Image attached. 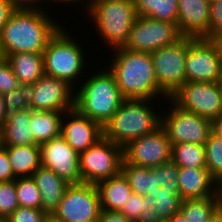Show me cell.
<instances>
[{
	"instance_id": "f546056e",
	"label": "cell",
	"mask_w": 222,
	"mask_h": 222,
	"mask_svg": "<svg viewBox=\"0 0 222 222\" xmlns=\"http://www.w3.org/2000/svg\"><path fill=\"white\" fill-rule=\"evenodd\" d=\"M206 168L211 176L219 185L222 184V139L209 134L208 140L204 145Z\"/></svg>"
},
{
	"instance_id": "ee69618b",
	"label": "cell",
	"mask_w": 222,
	"mask_h": 222,
	"mask_svg": "<svg viewBox=\"0 0 222 222\" xmlns=\"http://www.w3.org/2000/svg\"><path fill=\"white\" fill-rule=\"evenodd\" d=\"M135 222H163L157 215L153 207H148L142 211L138 219Z\"/></svg>"
},
{
	"instance_id": "b9f144b4",
	"label": "cell",
	"mask_w": 222,
	"mask_h": 222,
	"mask_svg": "<svg viewBox=\"0 0 222 222\" xmlns=\"http://www.w3.org/2000/svg\"><path fill=\"white\" fill-rule=\"evenodd\" d=\"M17 9L8 0H0V34Z\"/></svg>"
},
{
	"instance_id": "60d3db41",
	"label": "cell",
	"mask_w": 222,
	"mask_h": 222,
	"mask_svg": "<svg viewBox=\"0 0 222 222\" xmlns=\"http://www.w3.org/2000/svg\"><path fill=\"white\" fill-rule=\"evenodd\" d=\"M16 9L26 10H45L44 3L46 4L49 0H8ZM51 5V0H50ZM42 6V7H41ZM44 8V9H43Z\"/></svg>"
},
{
	"instance_id": "7bdbcfd3",
	"label": "cell",
	"mask_w": 222,
	"mask_h": 222,
	"mask_svg": "<svg viewBox=\"0 0 222 222\" xmlns=\"http://www.w3.org/2000/svg\"><path fill=\"white\" fill-rule=\"evenodd\" d=\"M97 222H130L127 217L117 211L101 210Z\"/></svg>"
},
{
	"instance_id": "1f68e13d",
	"label": "cell",
	"mask_w": 222,
	"mask_h": 222,
	"mask_svg": "<svg viewBox=\"0 0 222 222\" xmlns=\"http://www.w3.org/2000/svg\"><path fill=\"white\" fill-rule=\"evenodd\" d=\"M151 168L134 165L132 163H122L121 172L128 180L132 193L140 196L148 195V172Z\"/></svg>"
},
{
	"instance_id": "ac0fdd59",
	"label": "cell",
	"mask_w": 222,
	"mask_h": 222,
	"mask_svg": "<svg viewBox=\"0 0 222 222\" xmlns=\"http://www.w3.org/2000/svg\"><path fill=\"white\" fill-rule=\"evenodd\" d=\"M177 27L182 36L209 39L210 1L178 0Z\"/></svg>"
},
{
	"instance_id": "30bf717a",
	"label": "cell",
	"mask_w": 222,
	"mask_h": 222,
	"mask_svg": "<svg viewBox=\"0 0 222 222\" xmlns=\"http://www.w3.org/2000/svg\"><path fill=\"white\" fill-rule=\"evenodd\" d=\"M187 52L188 37L185 36L173 45L151 52L158 87L169 98L186 82Z\"/></svg>"
},
{
	"instance_id": "8992f818",
	"label": "cell",
	"mask_w": 222,
	"mask_h": 222,
	"mask_svg": "<svg viewBox=\"0 0 222 222\" xmlns=\"http://www.w3.org/2000/svg\"><path fill=\"white\" fill-rule=\"evenodd\" d=\"M97 28L96 33L101 37L108 49L123 47L128 41L130 30L138 17L132 0L120 1H91L87 11ZM107 42V43H106ZM108 44V45H107Z\"/></svg>"
},
{
	"instance_id": "5bb4252c",
	"label": "cell",
	"mask_w": 222,
	"mask_h": 222,
	"mask_svg": "<svg viewBox=\"0 0 222 222\" xmlns=\"http://www.w3.org/2000/svg\"><path fill=\"white\" fill-rule=\"evenodd\" d=\"M27 92L31 110L69 111L75 108V89L61 79L44 74L27 86Z\"/></svg>"
},
{
	"instance_id": "9f6ffc18",
	"label": "cell",
	"mask_w": 222,
	"mask_h": 222,
	"mask_svg": "<svg viewBox=\"0 0 222 222\" xmlns=\"http://www.w3.org/2000/svg\"><path fill=\"white\" fill-rule=\"evenodd\" d=\"M0 222H9L7 219L0 218Z\"/></svg>"
},
{
	"instance_id": "2e32d148",
	"label": "cell",
	"mask_w": 222,
	"mask_h": 222,
	"mask_svg": "<svg viewBox=\"0 0 222 222\" xmlns=\"http://www.w3.org/2000/svg\"><path fill=\"white\" fill-rule=\"evenodd\" d=\"M40 146L41 166L55 172L69 184L82 183L79 154L61 136Z\"/></svg>"
},
{
	"instance_id": "d6986e66",
	"label": "cell",
	"mask_w": 222,
	"mask_h": 222,
	"mask_svg": "<svg viewBox=\"0 0 222 222\" xmlns=\"http://www.w3.org/2000/svg\"><path fill=\"white\" fill-rule=\"evenodd\" d=\"M177 183L183 200L221 196L220 185L207 168L179 167Z\"/></svg>"
},
{
	"instance_id": "f6af8a7d",
	"label": "cell",
	"mask_w": 222,
	"mask_h": 222,
	"mask_svg": "<svg viewBox=\"0 0 222 222\" xmlns=\"http://www.w3.org/2000/svg\"><path fill=\"white\" fill-rule=\"evenodd\" d=\"M52 1L55 2L56 4L58 2L57 5H59V4L62 5L61 3H63V4L65 3V5L66 4L70 5V4H73V3L76 4L78 2L79 3L78 7L80 6V4L82 5L81 7H83L81 11H83V10L84 11L82 13H84V12L87 13V11L89 10V8L91 6V0H51V3H53Z\"/></svg>"
},
{
	"instance_id": "7a4b0ae2",
	"label": "cell",
	"mask_w": 222,
	"mask_h": 222,
	"mask_svg": "<svg viewBox=\"0 0 222 222\" xmlns=\"http://www.w3.org/2000/svg\"><path fill=\"white\" fill-rule=\"evenodd\" d=\"M46 10L17 9L3 27L0 43L6 55L43 54L48 41L63 26Z\"/></svg>"
},
{
	"instance_id": "d6a6232c",
	"label": "cell",
	"mask_w": 222,
	"mask_h": 222,
	"mask_svg": "<svg viewBox=\"0 0 222 222\" xmlns=\"http://www.w3.org/2000/svg\"><path fill=\"white\" fill-rule=\"evenodd\" d=\"M181 195L173 194L168 198L149 199L150 207H153L157 215L163 222L169 220L174 214L178 213L182 206Z\"/></svg>"
},
{
	"instance_id": "ffe728a7",
	"label": "cell",
	"mask_w": 222,
	"mask_h": 222,
	"mask_svg": "<svg viewBox=\"0 0 222 222\" xmlns=\"http://www.w3.org/2000/svg\"><path fill=\"white\" fill-rule=\"evenodd\" d=\"M31 177L41 194V209L48 215H52L62 200L69 183L43 166H40Z\"/></svg>"
},
{
	"instance_id": "d590c367",
	"label": "cell",
	"mask_w": 222,
	"mask_h": 222,
	"mask_svg": "<svg viewBox=\"0 0 222 222\" xmlns=\"http://www.w3.org/2000/svg\"><path fill=\"white\" fill-rule=\"evenodd\" d=\"M149 199L148 195L140 196L132 193L119 212L124 214L130 222H135L141 212L150 206Z\"/></svg>"
},
{
	"instance_id": "5b68a950",
	"label": "cell",
	"mask_w": 222,
	"mask_h": 222,
	"mask_svg": "<svg viewBox=\"0 0 222 222\" xmlns=\"http://www.w3.org/2000/svg\"><path fill=\"white\" fill-rule=\"evenodd\" d=\"M68 31L62 26L48 41L43 52L44 74L66 81L76 89L81 83L79 77L80 81L83 80V70L89 61L85 60L87 56L80 40L76 41Z\"/></svg>"
},
{
	"instance_id": "6f0895ef",
	"label": "cell",
	"mask_w": 222,
	"mask_h": 222,
	"mask_svg": "<svg viewBox=\"0 0 222 222\" xmlns=\"http://www.w3.org/2000/svg\"><path fill=\"white\" fill-rule=\"evenodd\" d=\"M220 195H221V198H222V184L220 185Z\"/></svg>"
},
{
	"instance_id": "bcb514c9",
	"label": "cell",
	"mask_w": 222,
	"mask_h": 222,
	"mask_svg": "<svg viewBox=\"0 0 222 222\" xmlns=\"http://www.w3.org/2000/svg\"><path fill=\"white\" fill-rule=\"evenodd\" d=\"M211 132L222 139V114L211 121Z\"/></svg>"
},
{
	"instance_id": "680465c9",
	"label": "cell",
	"mask_w": 222,
	"mask_h": 222,
	"mask_svg": "<svg viewBox=\"0 0 222 222\" xmlns=\"http://www.w3.org/2000/svg\"><path fill=\"white\" fill-rule=\"evenodd\" d=\"M2 144H1V129H0V146H1Z\"/></svg>"
},
{
	"instance_id": "8d00e7d4",
	"label": "cell",
	"mask_w": 222,
	"mask_h": 222,
	"mask_svg": "<svg viewBox=\"0 0 222 222\" xmlns=\"http://www.w3.org/2000/svg\"><path fill=\"white\" fill-rule=\"evenodd\" d=\"M47 216L42 209L18 206L6 219L9 222H44Z\"/></svg>"
},
{
	"instance_id": "f5cc1de1",
	"label": "cell",
	"mask_w": 222,
	"mask_h": 222,
	"mask_svg": "<svg viewBox=\"0 0 222 222\" xmlns=\"http://www.w3.org/2000/svg\"><path fill=\"white\" fill-rule=\"evenodd\" d=\"M212 222H222V210L219 212V214L213 219Z\"/></svg>"
},
{
	"instance_id": "3957f363",
	"label": "cell",
	"mask_w": 222,
	"mask_h": 222,
	"mask_svg": "<svg viewBox=\"0 0 222 222\" xmlns=\"http://www.w3.org/2000/svg\"><path fill=\"white\" fill-rule=\"evenodd\" d=\"M153 100L162 101L124 99L103 126V137L123 148L130 141L153 133L161 126V109L158 108L159 112L154 109Z\"/></svg>"
},
{
	"instance_id": "f35d334b",
	"label": "cell",
	"mask_w": 222,
	"mask_h": 222,
	"mask_svg": "<svg viewBox=\"0 0 222 222\" xmlns=\"http://www.w3.org/2000/svg\"><path fill=\"white\" fill-rule=\"evenodd\" d=\"M21 84L6 59L0 64V94L15 90Z\"/></svg>"
},
{
	"instance_id": "9a60e30c",
	"label": "cell",
	"mask_w": 222,
	"mask_h": 222,
	"mask_svg": "<svg viewBox=\"0 0 222 222\" xmlns=\"http://www.w3.org/2000/svg\"><path fill=\"white\" fill-rule=\"evenodd\" d=\"M172 145L167 133L160 126L153 133L130 141L123 147V162L147 168L171 160Z\"/></svg>"
},
{
	"instance_id": "484cf974",
	"label": "cell",
	"mask_w": 222,
	"mask_h": 222,
	"mask_svg": "<svg viewBox=\"0 0 222 222\" xmlns=\"http://www.w3.org/2000/svg\"><path fill=\"white\" fill-rule=\"evenodd\" d=\"M65 112L32 110L30 130L38 145L61 136L62 118Z\"/></svg>"
},
{
	"instance_id": "7c38bea8",
	"label": "cell",
	"mask_w": 222,
	"mask_h": 222,
	"mask_svg": "<svg viewBox=\"0 0 222 222\" xmlns=\"http://www.w3.org/2000/svg\"><path fill=\"white\" fill-rule=\"evenodd\" d=\"M170 99L181 109L210 121L222 114L218 82H185Z\"/></svg>"
},
{
	"instance_id": "db71d44e",
	"label": "cell",
	"mask_w": 222,
	"mask_h": 222,
	"mask_svg": "<svg viewBox=\"0 0 222 222\" xmlns=\"http://www.w3.org/2000/svg\"><path fill=\"white\" fill-rule=\"evenodd\" d=\"M219 88H220V93L222 96V77L218 80Z\"/></svg>"
},
{
	"instance_id": "6da1fadb",
	"label": "cell",
	"mask_w": 222,
	"mask_h": 222,
	"mask_svg": "<svg viewBox=\"0 0 222 222\" xmlns=\"http://www.w3.org/2000/svg\"><path fill=\"white\" fill-rule=\"evenodd\" d=\"M111 51L114 52L112 61L105 66L113 73L124 99L158 98L165 104L169 97L158 87L151 53L133 52L123 47Z\"/></svg>"
},
{
	"instance_id": "d4e9b609",
	"label": "cell",
	"mask_w": 222,
	"mask_h": 222,
	"mask_svg": "<svg viewBox=\"0 0 222 222\" xmlns=\"http://www.w3.org/2000/svg\"><path fill=\"white\" fill-rule=\"evenodd\" d=\"M4 147L16 178L31 177L41 166L39 145Z\"/></svg>"
},
{
	"instance_id": "83f0119b",
	"label": "cell",
	"mask_w": 222,
	"mask_h": 222,
	"mask_svg": "<svg viewBox=\"0 0 222 222\" xmlns=\"http://www.w3.org/2000/svg\"><path fill=\"white\" fill-rule=\"evenodd\" d=\"M138 16L176 23L178 0H132Z\"/></svg>"
},
{
	"instance_id": "44dd1931",
	"label": "cell",
	"mask_w": 222,
	"mask_h": 222,
	"mask_svg": "<svg viewBox=\"0 0 222 222\" xmlns=\"http://www.w3.org/2000/svg\"><path fill=\"white\" fill-rule=\"evenodd\" d=\"M32 110H19L7 116L1 128L2 146H29L38 145L30 130Z\"/></svg>"
},
{
	"instance_id": "74e56055",
	"label": "cell",
	"mask_w": 222,
	"mask_h": 222,
	"mask_svg": "<svg viewBox=\"0 0 222 222\" xmlns=\"http://www.w3.org/2000/svg\"><path fill=\"white\" fill-rule=\"evenodd\" d=\"M222 35V0L210 1L209 39Z\"/></svg>"
},
{
	"instance_id": "ba28073f",
	"label": "cell",
	"mask_w": 222,
	"mask_h": 222,
	"mask_svg": "<svg viewBox=\"0 0 222 222\" xmlns=\"http://www.w3.org/2000/svg\"><path fill=\"white\" fill-rule=\"evenodd\" d=\"M123 148L106 138L79 155L80 174L83 183L97 184L121 172Z\"/></svg>"
},
{
	"instance_id": "ab89813d",
	"label": "cell",
	"mask_w": 222,
	"mask_h": 222,
	"mask_svg": "<svg viewBox=\"0 0 222 222\" xmlns=\"http://www.w3.org/2000/svg\"><path fill=\"white\" fill-rule=\"evenodd\" d=\"M16 179L10 162L6 148L0 146V182L14 181Z\"/></svg>"
},
{
	"instance_id": "816d5d0a",
	"label": "cell",
	"mask_w": 222,
	"mask_h": 222,
	"mask_svg": "<svg viewBox=\"0 0 222 222\" xmlns=\"http://www.w3.org/2000/svg\"><path fill=\"white\" fill-rule=\"evenodd\" d=\"M6 59L5 54L2 49V45L0 43V64Z\"/></svg>"
},
{
	"instance_id": "cb8c5ba5",
	"label": "cell",
	"mask_w": 222,
	"mask_h": 222,
	"mask_svg": "<svg viewBox=\"0 0 222 222\" xmlns=\"http://www.w3.org/2000/svg\"><path fill=\"white\" fill-rule=\"evenodd\" d=\"M5 57L21 85H31L44 75L43 54L26 52Z\"/></svg>"
},
{
	"instance_id": "7402d4cb",
	"label": "cell",
	"mask_w": 222,
	"mask_h": 222,
	"mask_svg": "<svg viewBox=\"0 0 222 222\" xmlns=\"http://www.w3.org/2000/svg\"><path fill=\"white\" fill-rule=\"evenodd\" d=\"M178 177L179 167L172 159L151 168L148 172L149 198H168L173 194L180 195Z\"/></svg>"
},
{
	"instance_id": "277c9868",
	"label": "cell",
	"mask_w": 222,
	"mask_h": 222,
	"mask_svg": "<svg viewBox=\"0 0 222 222\" xmlns=\"http://www.w3.org/2000/svg\"><path fill=\"white\" fill-rule=\"evenodd\" d=\"M105 67L88 75L75 89V108L102 126L124 100L113 73Z\"/></svg>"
},
{
	"instance_id": "7dc6e473",
	"label": "cell",
	"mask_w": 222,
	"mask_h": 222,
	"mask_svg": "<svg viewBox=\"0 0 222 222\" xmlns=\"http://www.w3.org/2000/svg\"><path fill=\"white\" fill-rule=\"evenodd\" d=\"M6 118L3 95L0 94V129L4 126Z\"/></svg>"
},
{
	"instance_id": "c3c4849f",
	"label": "cell",
	"mask_w": 222,
	"mask_h": 222,
	"mask_svg": "<svg viewBox=\"0 0 222 222\" xmlns=\"http://www.w3.org/2000/svg\"><path fill=\"white\" fill-rule=\"evenodd\" d=\"M212 40H213V42L217 46V49H218V52H219L220 61H221V65H222V35L214 37Z\"/></svg>"
},
{
	"instance_id": "603a6c76",
	"label": "cell",
	"mask_w": 222,
	"mask_h": 222,
	"mask_svg": "<svg viewBox=\"0 0 222 222\" xmlns=\"http://www.w3.org/2000/svg\"><path fill=\"white\" fill-rule=\"evenodd\" d=\"M100 194L101 209L119 212L132 194L128 180L122 172L96 184Z\"/></svg>"
},
{
	"instance_id": "e0dca14e",
	"label": "cell",
	"mask_w": 222,
	"mask_h": 222,
	"mask_svg": "<svg viewBox=\"0 0 222 222\" xmlns=\"http://www.w3.org/2000/svg\"><path fill=\"white\" fill-rule=\"evenodd\" d=\"M61 135L80 155L103 138V126L73 108L63 114Z\"/></svg>"
},
{
	"instance_id": "4dcf8cb0",
	"label": "cell",
	"mask_w": 222,
	"mask_h": 222,
	"mask_svg": "<svg viewBox=\"0 0 222 222\" xmlns=\"http://www.w3.org/2000/svg\"><path fill=\"white\" fill-rule=\"evenodd\" d=\"M14 181L19 206L41 209V194L33 178H16Z\"/></svg>"
},
{
	"instance_id": "f907efd6",
	"label": "cell",
	"mask_w": 222,
	"mask_h": 222,
	"mask_svg": "<svg viewBox=\"0 0 222 222\" xmlns=\"http://www.w3.org/2000/svg\"><path fill=\"white\" fill-rule=\"evenodd\" d=\"M44 222H63L61 220L56 219L53 215H48Z\"/></svg>"
},
{
	"instance_id": "11a10c76",
	"label": "cell",
	"mask_w": 222,
	"mask_h": 222,
	"mask_svg": "<svg viewBox=\"0 0 222 222\" xmlns=\"http://www.w3.org/2000/svg\"><path fill=\"white\" fill-rule=\"evenodd\" d=\"M91 1H120V0H91Z\"/></svg>"
},
{
	"instance_id": "4fadbf2b",
	"label": "cell",
	"mask_w": 222,
	"mask_h": 222,
	"mask_svg": "<svg viewBox=\"0 0 222 222\" xmlns=\"http://www.w3.org/2000/svg\"><path fill=\"white\" fill-rule=\"evenodd\" d=\"M185 68L186 82H218L222 65L213 40L188 37Z\"/></svg>"
},
{
	"instance_id": "4316f807",
	"label": "cell",
	"mask_w": 222,
	"mask_h": 222,
	"mask_svg": "<svg viewBox=\"0 0 222 222\" xmlns=\"http://www.w3.org/2000/svg\"><path fill=\"white\" fill-rule=\"evenodd\" d=\"M222 210L221 196L185 199L179 212L188 222H212Z\"/></svg>"
},
{
	"instance_id": "f1b7e54d",
	"label": "cell",
	"mask_w": 222,
	"mask_h": 222,
	"mask_svg": "<svg viewBox=\"0 0 222 222\" xmlns=\"http://www.w3.org/2000/svg\"><path fill=\"white\" fill-rule=\"evenodd\" d=\"M171 159L178 167L206 168L204 145L195 143L173 144Z\"/></svg>"
},
{
	"instance_id": "836d02e7",
	"label": "cell",
	"mask_w": 222,
	"mask_h": 222,
	"mask_svg": "<svg viewBox=\"0 0 222 222\" xmlns=\"http://www.w3.org/2000/svg\"><path fill=\"white\" fill-rule=\"evenodd\" d=\"M6 116L19 110L29 109L27 85H20L15 90L3 94Z\"/></svg>"
},
{
	"instance_id": "52a82bcc",
	"label": "cell",
	"mask_w": 222,
	"mask_h": 222,
	"mask_svg": "<svg viewBox=\"0 0 222 222\" xmlns=\"http://www.w3.org/2000/svg\"><path fill=\"white\" fill-rule=\"evenodd\" d=\"M166 101L171 107L166 108L165 113L161 110V127L167 133L171 145L177 143L205 145L211 133V121L181 109L170 98Z\"/></svg>"
},
{
	"instance_id": "681fc988",
	"label": "cell",
	"mask_w": 222,
	"mask_h": 222,
	"mask_svg": "<svg viewBox=\"0 0 222 222\" xmlns=\"http://www.w3.org/2000/svg\"><path fill=\"white\" fill-rule=\"evenodd\" d=\"M166 222H188V221L184 218V216L180 212H178V213L174 214Z\"/></svg>"
},
{
	"instance_id": "9c48e42d",
	"label": "cell",
	"mask_w": 222,
	"mask_h": 222,
	"mask_svg": "<svg viewBox=\"0 0 222 222\" xmlns=\"http://www.w3.org/2000/svg\"><path fill=\"white\" fill-rule=\"evenodd\" d=\"M96 184H69L52 215L63 222H97L101 213Z\"/></svg>"
},
{
	"instance_id": "8fae6325",
	"label": "cell",
	"mask_w": 222,
	"mask_h": 222,
	"mask_svg": "<svg viewBox=\"0 0 222 222\" xmlns=\"http://www.w3.org/2000/svg\"><path fill=\"white\" fill-rule=\"evenodd\" d=\"M176 23L138 16L123 48L133 52H154L182 38Z\"/></svg>"
},
{
	"instance_id": "e575fe53",
	"label": "cell",
	"mask_w": 222,
	"mask_h": 222,
	"mask_svg": "<svg viewBox=\"0 0 222 222\" xmlns=\"http://www.w3.org/2000/svg\"><path fill=\"white\" fill-rule=\"evenodd\" d=\"M18 206L15 181L0 182V218L6 219Z\"/></svg>"
}]
</instances>
